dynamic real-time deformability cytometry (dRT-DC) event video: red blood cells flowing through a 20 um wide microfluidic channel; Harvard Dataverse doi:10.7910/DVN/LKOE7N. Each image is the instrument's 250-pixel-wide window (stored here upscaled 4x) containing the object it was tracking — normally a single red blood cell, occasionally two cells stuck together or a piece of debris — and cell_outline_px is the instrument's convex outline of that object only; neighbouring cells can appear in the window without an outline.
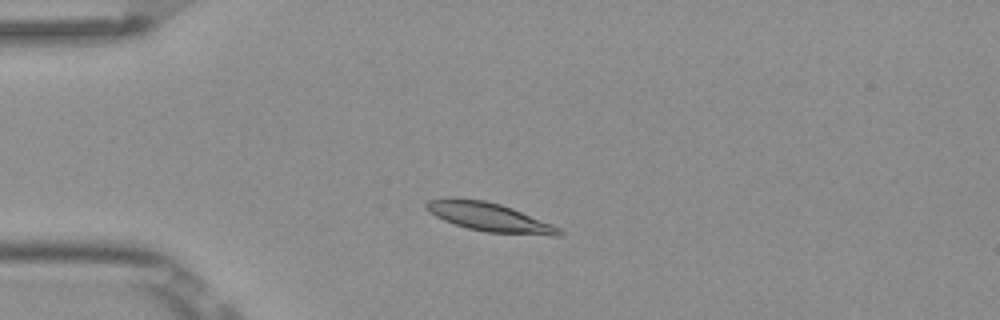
{"species": "Egyptian fruit bat (a non-hibernating species)", "species_latin": "Rousettus aegyptiacus", "temperature_condition": "room temperature", "stored_images_in_passage": 5, "camera_frame_rate_fps": 3000, "um_per_image_px": 0.085, "frame": {"image": 1, "passage_image": 3, "time_ms": 0.667, "image_size_px": [1000, 320], "cell_outline_px": [[564, 236], [552, 236], [488, 232], [468, 228], [444, 220], [428, 212], [424, 208], [424, 204], [428, 200], [448, 196], [452, 196], [484, 200], [500, 204], [512, 208], [552, 224], [560, 228], [564, 232]], "centroid_in_image_um": [41.57, 18.43], "position_along_channel_um": 43.4, "area_um2": 22.54}}
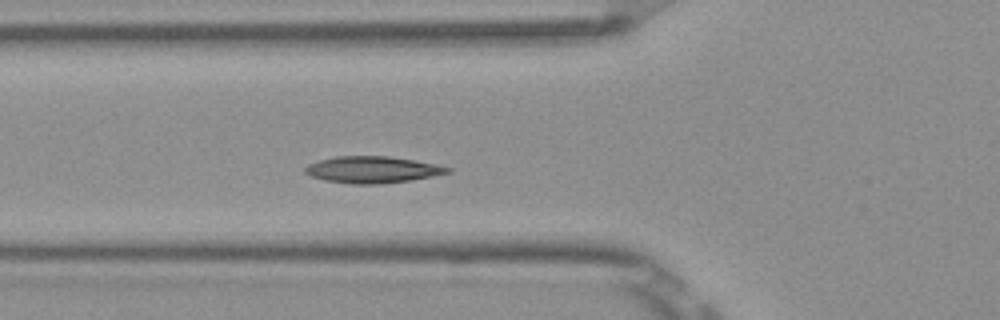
{"frame": {"image": 2, "passage_image": 5, "time_ms": 1.333, "image_size_px": [1000, 320], "cell_outline_px": [[452, 172], [412, 180], [380, 184], [352, 184], [324, 180], [312, 176], [304, 172], [304, 168], [308, 164], [320, 160], [336, 156], [388, 156], [436, 164], [452, 168]], "centroid_in_image_um": [31.66, 14.42], "position_along_channel_um": 94.1, "area_um2": 22.08}}